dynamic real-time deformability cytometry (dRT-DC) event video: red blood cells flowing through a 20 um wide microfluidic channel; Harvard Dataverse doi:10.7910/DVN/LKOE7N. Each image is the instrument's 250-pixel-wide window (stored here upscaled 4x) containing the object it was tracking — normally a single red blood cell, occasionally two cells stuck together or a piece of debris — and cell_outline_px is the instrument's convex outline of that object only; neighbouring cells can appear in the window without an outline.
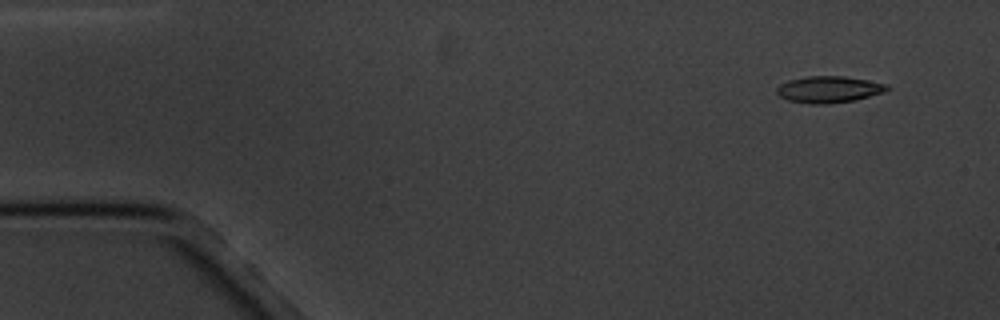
{"species": "common noctule bat (a hibernating species)", "species_latin": "Nyctalus noctula", "temperature_condition": "cold", "stored_images_in_passage": 5, "camera_frame_rate_fps": 3000, "um_per_image_px": 0.085, "animal": {"sex": "male", "body_mass_g": 20.1, "forearm_length_mm": 53.5}, "frame": {"image": 1, "passage_image": 2, "time_ms": 1.333, "image_size_px": [1000, 320], "cell_outline_px": [[892, 88], [884, 92], [856, 100], [828, 104], [812, 104], [788, 100], [780, 96], [776, 92], [776, 88], [780, 84], [788, 80], [808, 76], [844, 76], [868, 80], [888, 84]], "centroid_in_image_um": [70.48, 7.6], "position_along_channel_um": 14.5, "area_um2": 17.22}}
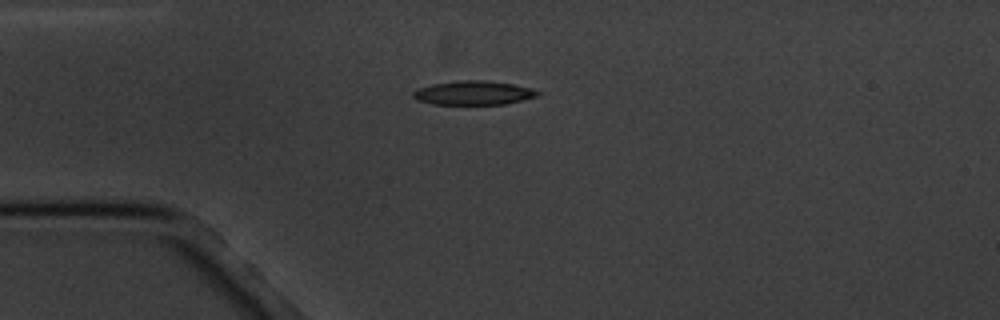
{"frame": {"image": 2, "passage_image": 5, "time_ms": 4.667, "image_size_px": [1000, 320], "cell_outline_px": [[544, 92], [540, 96], [504, 104], [432, 104], [416, 100], [412, 96], [412, 92], [416, 88], [432, 84], [460, 80], [484, 80], [512, 84], [532, 88]], "centroid_in_image_um": [40.26, 7.89], "position_along_channel_um": 44.7, "area_um2": 17.63}}